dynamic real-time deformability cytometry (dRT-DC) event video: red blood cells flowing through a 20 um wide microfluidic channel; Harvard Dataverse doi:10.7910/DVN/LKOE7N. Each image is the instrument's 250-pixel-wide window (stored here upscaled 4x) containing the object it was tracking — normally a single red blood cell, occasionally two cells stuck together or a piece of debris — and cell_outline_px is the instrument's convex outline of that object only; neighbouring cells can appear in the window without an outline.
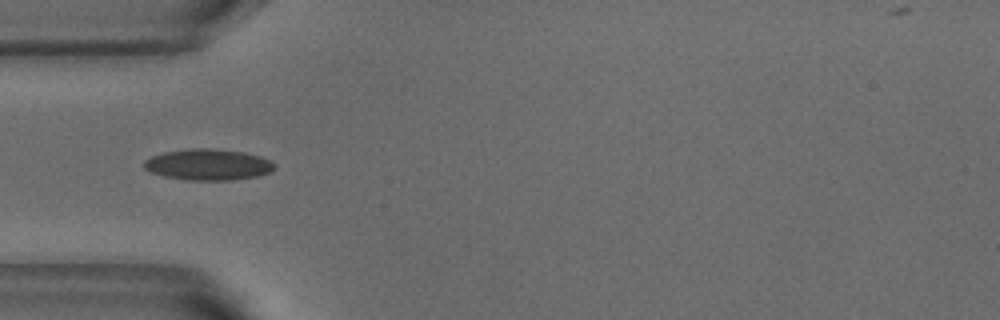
{"species": "common noctule bat (a hibernating species)", "species_latin": "Nyctalus noctula", "temperature_condition": "warm", "stored_images_in_passage": 40, "camera_frame_rate_fps": 3000, "um_per_image_px": 0.085, "animal": {"sex": "male", "body_mass_g": 18.8}, "frame": {"image": 1, "passage_image": 3, "time_ms": 0.667, "image_size_px": [1000, 320], "cell_outline_px": [[276, 168], [272, 172], [260, 176], [232, 180], [188, 180], [164, 176], [152, 172], [144, 168], [144, 160], [152, 156], [164, 152], [188, 148], [212, 148], [244, 152], [260, 156], [272, 160], [276, 164]], "centroid_in_image_um": [17.76, 13.99], "position_along_channel_um": 67.2, "area_um2": 23.99}}
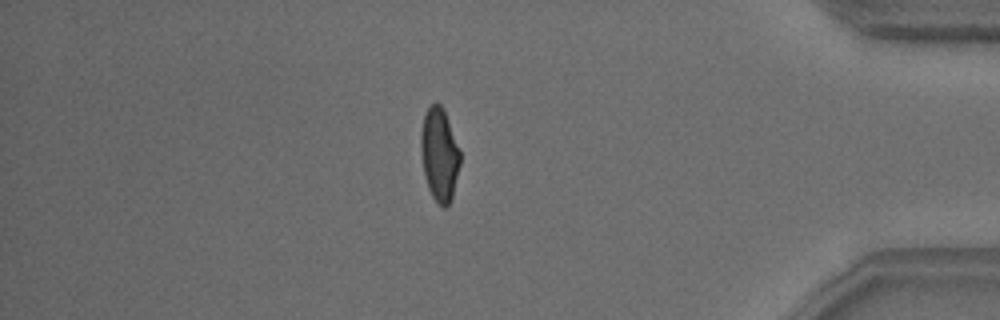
{"frame": {"image": 2, "passage_image": 32, "time_ms": 10.333, "image_size_px": [1000, 320], "cell_outline_px": [[460, 164], [452, 196], [448, 204], [444, 208], [432, 196], [428, 188], [424, 176], [420, 148], [420, 132], [424, 116], [428, 108], [436, 100], [444, 108], [460, 152]], "centroid_in_image_um": [37.33, 13.09], "position_along_channel_um": 397.9, "area_um2": 21.27}}
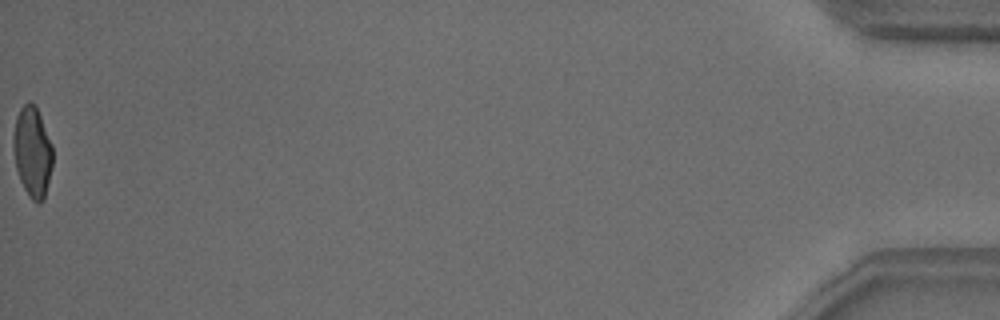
{"frame": {"image": 3, "passage_image": 40, "time_ms": 13.0, "image_size_px": [1000, 320], "cell_outline_px": [[52, 168], [44, 200], [40, 204], [36, 204], [28, 196], [20, 180], [16, 168], [12, 148], [12, 140], [16, 116], [20, 108], [28, 100], [36, 104], [52, 144]], "centroid_in_image_um": [2.75, 12.9], "position_along_channel_um": 432.5, "area_um2": 21.21}, "authors_computed_cell_mechanics": {"area_um2": 21.5016, "velocity_mm_per_s": 3.7957, "shape_relaxation_time_tau1_ms": 6.1438, "shape_relaxation_time_tau2_ms": 1.0609, "deformation_change_tau1": 0.1801, "deformation_change_tau2": 0.0634}}